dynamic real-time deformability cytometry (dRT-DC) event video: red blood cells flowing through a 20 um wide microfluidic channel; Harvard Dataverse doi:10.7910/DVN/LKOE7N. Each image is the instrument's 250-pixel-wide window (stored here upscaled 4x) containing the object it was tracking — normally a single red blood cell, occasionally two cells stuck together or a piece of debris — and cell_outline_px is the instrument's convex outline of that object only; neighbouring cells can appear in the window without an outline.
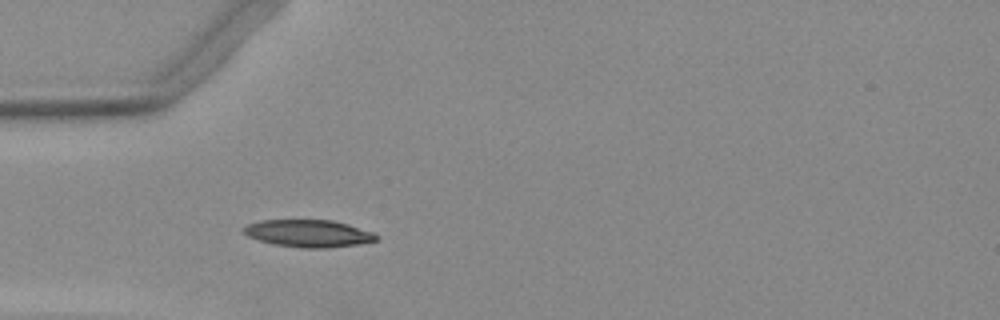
{"species": "Egyptian fruit bat (a non-hibernating species)", "species_latin": "Rousettus aegyptiacus", "temperature_condition": "warm", "stored_images_in_passage": 30, "camera_frame_rate_fps": 3000, "um_per_image_px": 0.085, "animal": {"sex": "female"}, "frame": {"image": 1, "passage_image": 1, "time_ms": 0.0, "image_size_px": [1000, 320], "cell_outline_px": [[380, 236], [376, 240], [356, 244], [328, 248], [304, 248], [272, 244], [248, 236], [240, 228], [248, 224], [260, 220], [332, 220], [348, 224], [372, 232]], "centroid_in_image_um": [26.2, 19.83], "position_along_channel_um": 58.8, "area_um2": 21.04}}
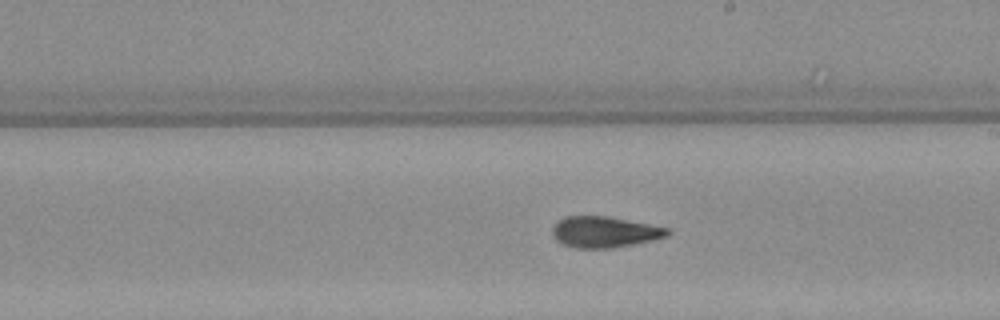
{"frame": {"image": 2, "passage_image": 15, "time_ms": 4.667, "image_size_px": [1000, 320], "cell_outline_px": [[672, 232], [668, 236], [652, 240], [632, 244], [608, 248], [576, 248], [564, 244], [556, 240], [552, 232], [552, 228], [564, 216], [608, 216], [668, 228]], "centroid_in_image_um": [51.39, 19.71], "position_along_channel_um": 237.6, "area_um2": 20.58}}
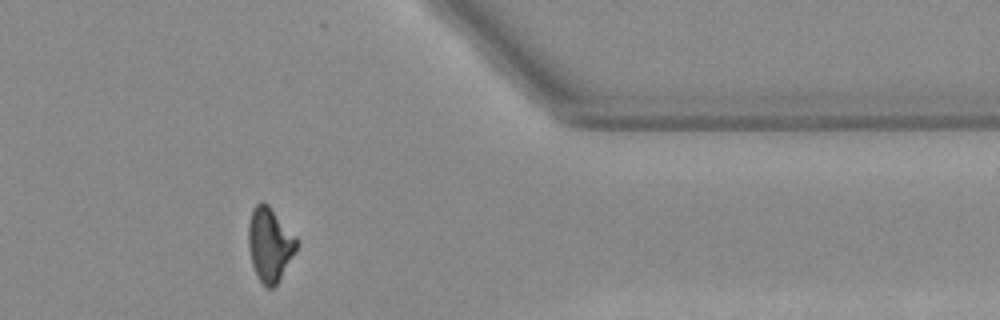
{"frame": {"image": 3, "passage_image": 28, "time_ms": 9.0, "image_size_px": [1000, 320], "cell_outline_px": [[296, 248], [276, 284], [272, 288], [268, 288], [260, 280], [252, 264], [248, 244], [248, 224], [252, 208], [260, 200], [264, 200], [268, 204], [296, 236]], "centroid_in_image_um": [22.89, 20.7], "position_along_channel_um": 388.5, "area_um2": 20.35}}